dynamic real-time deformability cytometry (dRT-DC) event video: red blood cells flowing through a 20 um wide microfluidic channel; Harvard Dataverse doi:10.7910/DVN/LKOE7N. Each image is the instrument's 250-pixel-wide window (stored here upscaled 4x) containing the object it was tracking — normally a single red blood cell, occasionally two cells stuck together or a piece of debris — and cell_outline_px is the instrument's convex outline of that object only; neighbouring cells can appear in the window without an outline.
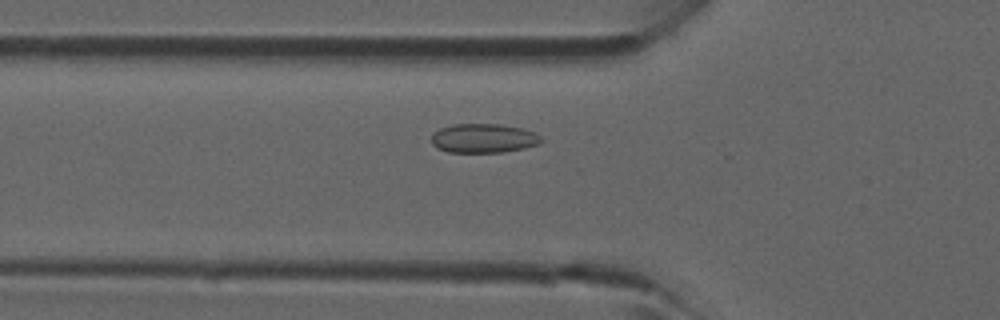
{"species": "common noctule bat (a hibernating species)", "species_latin": "Nyctalus noctula", "temperature_condition": "room temperature", "stored_images_in_passage": 40, "camera_frame_rate_fps": 3000, "um_per_image_px": 0.085, "animal": {"sex": "male", "forearm_length_mm": 52.5}, "frame": {"image": 1, "passage_image": 13, "time_ms": 4.0, "image_size_px": [1000, 320], "cell_outline_px": [[544, 140], [540, 144], [524, 148], [504, 152], [448, 152], [436, 148], [432, 144], [432, 132], [440, 128], [452, 124], [500, 124], [520, 128], [532, 132], [540, 136]], "centroid_in_image_um": [41.08, 11.75], "position_along_channel_um": 84.7, "area_um2": 18.73}}
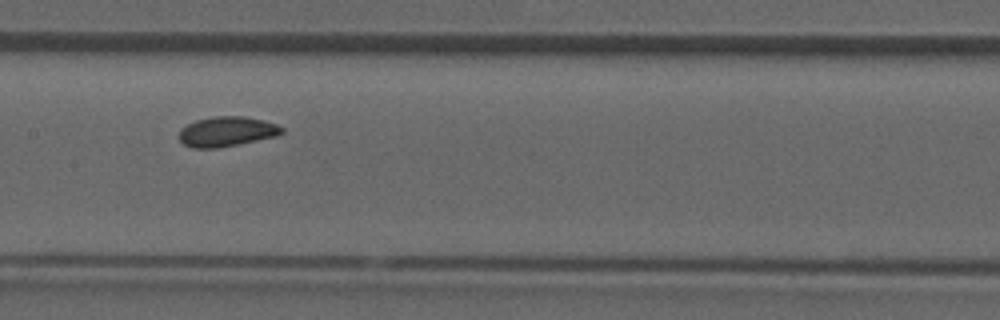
{"frame": {"image": 2, "passage_image": 20, "time_ms": 6.333, "image_size_px": [1000, 320], "cell_outline_px": [[284, 132], [276, 136], [216, 148], [192, 148], [184, 144], [180, 140], [180, 128], [196, 120], [212, 116], [244, 116], [264, 120], [276, 124], [284, 128]], "centroid_in_image_um": [19.27, 11.17], "position_along_channel_um": 188.1, "area_um2": 17.8}}
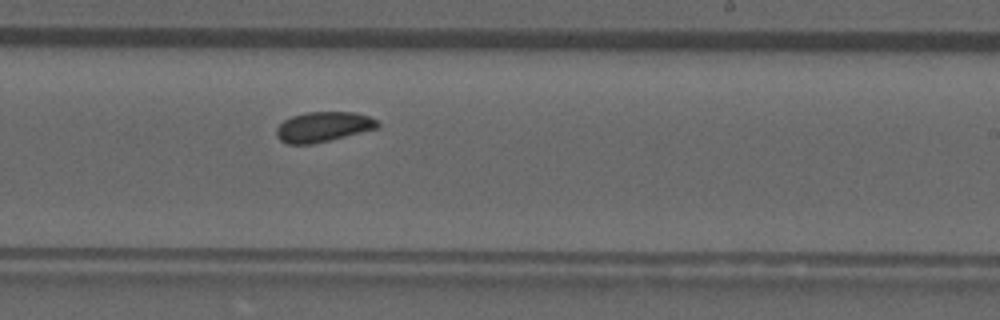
{"frame": {"image": 3, "passage_image": 25, "time_ms": 8.0, "image_size_px": [1000, 320], "cell_outline_px": [[380, 124], [376, 128], [312, 144], [288, 144], [280, 140], [276, 136], [276, 128], [284, 120], [292, 116], [304, 112], [356, 112], [368, 116], [376, 120]], "centroid_in_image_um": [27.43, 10.77], "position_along_channel_um": 261.6, "area_um2": 17.51}}